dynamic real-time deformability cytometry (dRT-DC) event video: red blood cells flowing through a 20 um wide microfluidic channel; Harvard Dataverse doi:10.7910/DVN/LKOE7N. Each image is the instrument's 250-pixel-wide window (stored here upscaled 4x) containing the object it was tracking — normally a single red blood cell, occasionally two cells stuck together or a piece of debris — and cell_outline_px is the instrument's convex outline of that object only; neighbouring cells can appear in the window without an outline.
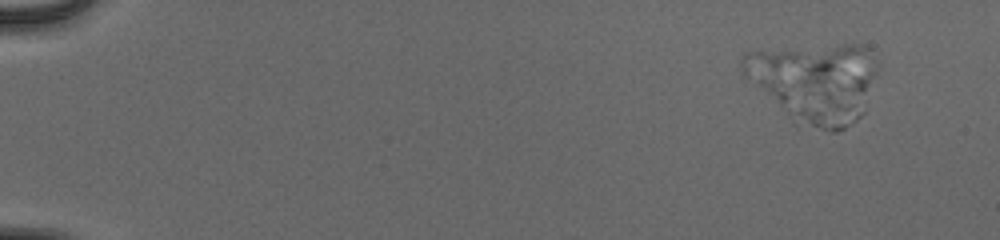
{"species": "human", "species_latin": "Homo sapiens", "temperature_condition": "cold", "stored_images_in_passage": 4, "camera_frame_rate_fps": 3000, "um_per_image_px": 0.085, "donor": {"sex": "male"}, "frame": {"image": 1, "passage_image": 2, "time_ms": 0.333, "image_size_px": [1000, 240], "cell_outline_px": [[880, 64], [864, 112], [856, 120], [844, 128], [836, 132], [832, 132], [796, 124], [744, 76], [740, 68], [740, 56], [744, 52], [840, 44], [864, 44], [868, 48]], "centroid_in_image_um": [69.28, 6.99], "position_along_channel_um": 15.7, "area_um2": 63.23}}